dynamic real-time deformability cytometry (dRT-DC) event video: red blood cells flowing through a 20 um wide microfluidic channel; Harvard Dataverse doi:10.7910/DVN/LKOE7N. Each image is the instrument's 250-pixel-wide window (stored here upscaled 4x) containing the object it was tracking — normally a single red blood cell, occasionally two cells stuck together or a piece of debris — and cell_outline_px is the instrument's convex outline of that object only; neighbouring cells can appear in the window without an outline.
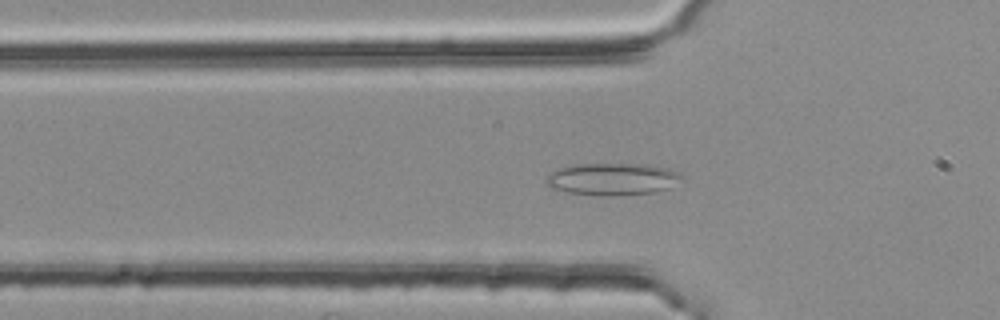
{"species": "common noctule bat (a hibernating species)", "species_latin": "Nyctalus noctula", "temperature_condition": "room temperature", "stored_images_in_passage": 52, "camera_frame_rate_fps": 3000, "um_per_image_px": 0.085, "animal": {"sex": "female", "body_mass_g": 25.1}, "frame": {"image": 1, "passage_image": 17, "time_ms": 5.333, "image_size_px": [1000, 320], "cell_outline_px": [[684, 180], [668, 188], [656, 192], [620, 196], [608, 196], [564, 192], [552, 188], [544, 184], [544, 176], [560, 168], [580, 164], [652, 164], [668, 168], [684, 176]], "centroid_in_image_um": [52.07, 15.23], "position_along_channel_um": 73.7, "area_um2": 25.84}}
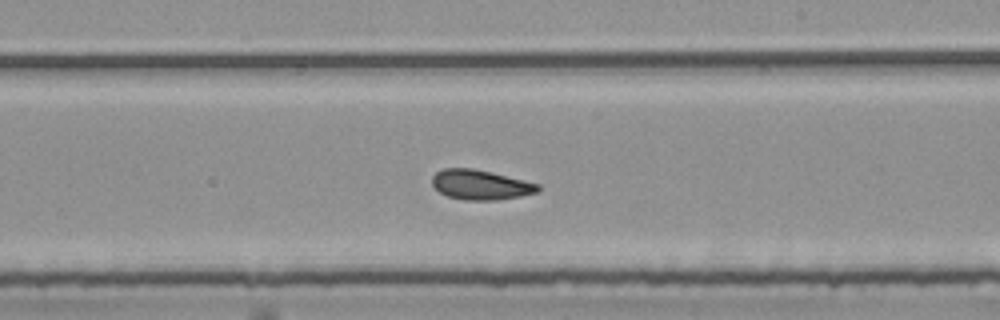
{"frame": {"image": 2, "passage_image": 31, "time_ms": 10.0, "image_size_px": [1000, 320], "cell_outline_px": [[540, 188], [536, 192], [520, 196], [496, 200], [464, 200], [448, 196], [440, 192], [432, 184], [432, 176], [436, 172], [444, 168], [472, 168], [492, 172], [540, 184]], "centroid_in_image_um": [40.83, 15.7], "position_along_channel_um": 248.2, "area_um2": 18.32}}
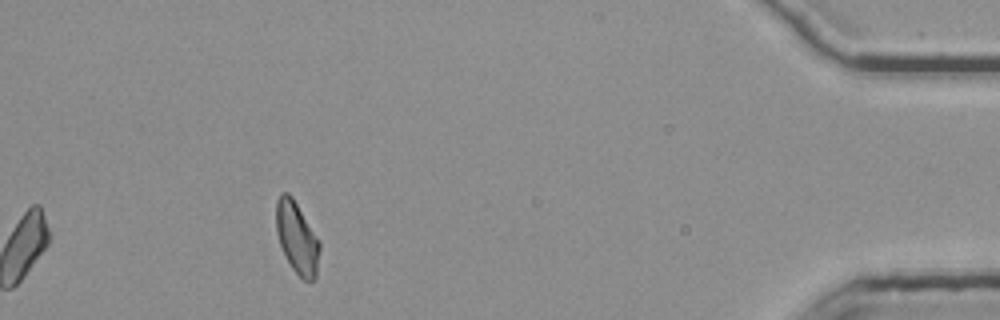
{"frame": {"image": 3, "passage_image": 49, "time_ms": 16.0, "image_size_px": [1000, 320], "cell_outline_px": [[320, 248], [316, 280], [304, 280], [292, 268], [280, 244], [276, 232], [276, 200], [280, 192], [288, 192], [292, 196], [320, 244]], "centroid_in_image_um": [25.22, 20.2], "position_along_channel_um": 410.0, "area_um2": 17.86}, "authors_computed_cell_mechanics": {"area_um2": 18.496, "velocity_mm_per_s": 3.7337, "shape_relaxation_time_tau1_ms": null, "shape_relaxation_time_tau2_ms": 2.4998, "deformation_change_tau1": null, "deformation_change_tau2": 0.0921}}